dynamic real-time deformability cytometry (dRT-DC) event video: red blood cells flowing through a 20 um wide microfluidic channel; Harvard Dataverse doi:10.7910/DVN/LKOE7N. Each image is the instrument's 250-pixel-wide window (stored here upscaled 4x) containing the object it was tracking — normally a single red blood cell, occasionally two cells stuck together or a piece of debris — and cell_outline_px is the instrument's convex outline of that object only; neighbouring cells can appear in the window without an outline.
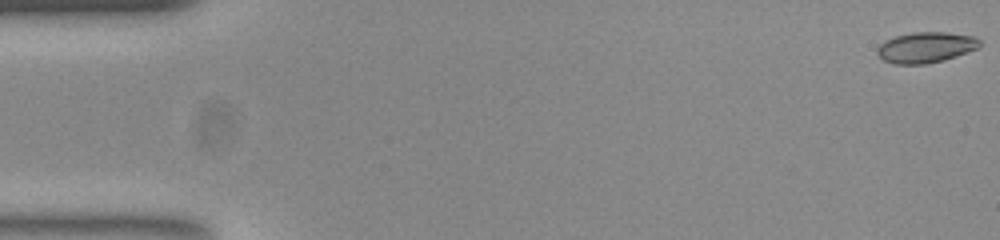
{"species": "common noctule bat (a hibernating species)", "species_latin": "Nyctalus noctula", "temperature_condition": "room temperature", "stored_images_in_passage": 54, "camera_frame_rate_fps": 3000, "um_per_image_px": 0.085, "animal": {"sex": "female", "body_mass_g": 23.0, "forearm_length_mm": 53.4}, "frame": {"image": 1, "passage_image": 1, "time_ms": 0.0, "image_size_px": [1000, 240], "cell_outline_px": [[980, 44], [976, 48], [956, 56], [944, 60], [924, 64], [892, 64], [884, 60], [876, 52], [876, 48], [884, 40], [896, 36], [912, 32], [944, 32], [976, 36], [980, 40]], "centroid_in_image_um": [78.66, 4.02], "position_along_channel_um": 6.3, "area_um2": 18.32}}
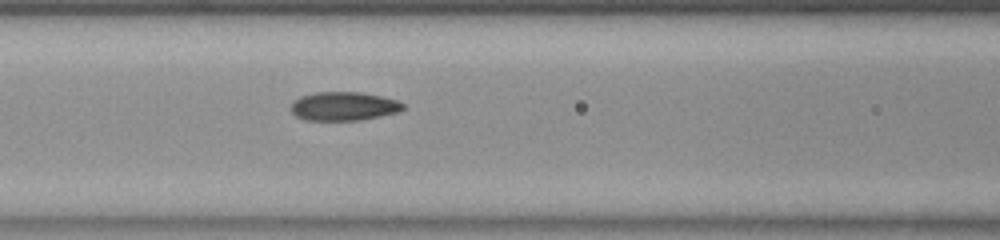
{"frame": {"image": 2, "passage_image": 23, "time_ms": 7.333, "image_size_px": [1000, 240], "cell_outline_px": [[404, 108], [400, 112], [360, 120], [304, 120], [296, 116], [292, 112], [292, 100], [300, 96], [316, 92], [364, 92], [396, 100], [404, 104]], "centroid_in_image_um": [29.21, 9.02], "position_along_channel_um": 137.4, "area_um2": 18.84}}
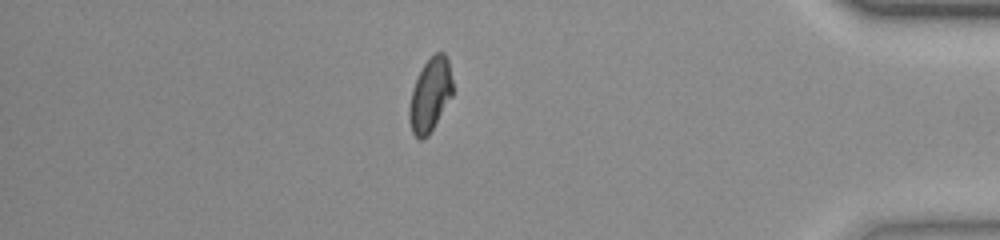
{"frame": {"image": 3, "passage_image": 47, "time_ms": 15.333, "image_size_px": [1000, 240], "cell_outline_px": [[452, 96], [428, 136], [424, 140], [420, 140], [412, 132], [408, 120], [408, 108], [412, 88], [424, 64], [436, 52], [444, 52], [448, 60], [452, 80]], "centroid_in_image_um": [36.54, 8.1], "position_along_channel_um": 398.7, "area_um2": 18.55}, "authors_computed_cell_mechanics": {"area_um2": 18.9584, "velocity_mm_per_s": 3.7694, "shape_relaxation_time_tau1_ms": null, "shape_relaxation_time_tau2_ms": 2.2228, "deformation_change_tau1": null, "deformation_change_tau2": 0.0684}}